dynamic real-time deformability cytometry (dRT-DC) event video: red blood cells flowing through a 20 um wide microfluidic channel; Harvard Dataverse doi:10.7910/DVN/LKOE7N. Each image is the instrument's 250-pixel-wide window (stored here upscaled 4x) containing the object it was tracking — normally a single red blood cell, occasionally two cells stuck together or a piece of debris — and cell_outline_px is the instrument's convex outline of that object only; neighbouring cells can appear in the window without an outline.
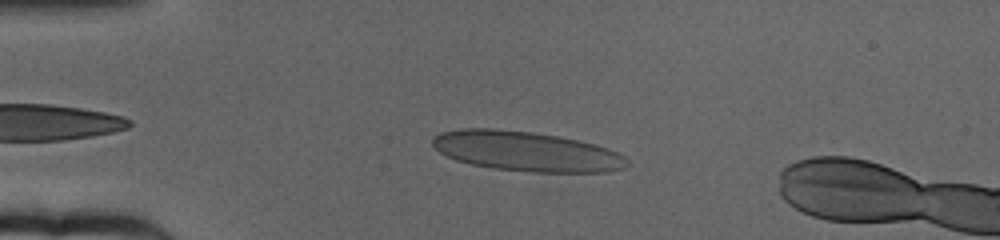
{"species": "human", "species_latin": "Homo sapiens", "temperature_condition": "cold", "stored_images_in_passage": 52, "camera_frame_rate_fps": 3000, "um_per_image_px": 0.085, "donor": {"sex": "female"}, "frame": {"image": 1, "passage_image": 7, "time_ms": 2.0, "image_size_px": [1000, 240], "cell_outline_px": [[628, 164], [624, 168], [604, 172], [532, 172], [492, 168], [472, 164], [456, 160], [440, 152], [432, 144], [432, 140], [440, 132], [460, 128], [492, 128], [532, 132], [560, 136], [596, 144], [608, 148], [624, 156], [628, 160]], "centroid_in_image_um": [44.74, 12.85], "position_along_channel_um": 40.3, "area_um2": 45.14}}
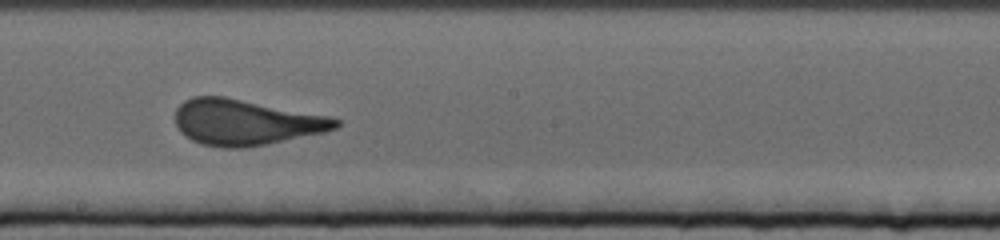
{"frame": {"image": 2, "passage_image": 28, "time_ms": 9.0, "image_size_px": [1000, 240], "cell_outline_px": [[340, 124], [336, 128], [324, 132], [268, 144], [244, 148], [220, 148], [200, 144], [192, 140], [180, 132], [176, 124], [176, 108], [184, 100], [192, 96], [224, 96], [328, 116], [340, 120]], "centroid_in_image_um": [20.84, 10.4], "position_along_channel_um": 227.4, "area_um2": 42.77}}
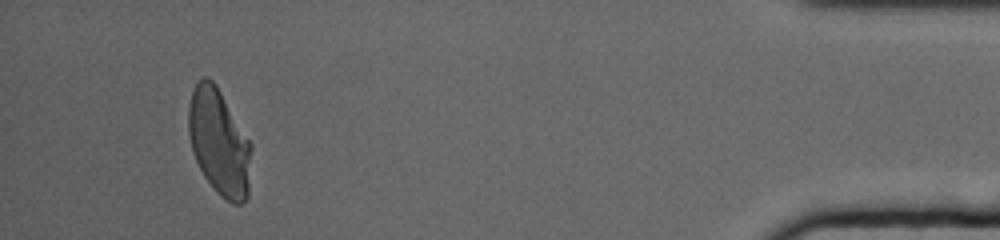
{"frame": {"image": 3, "passage_image": 52, "time_ms": 17.0, "image_size_px": [1000, 240], "cell_outline_px": [[252, 148], [248, 196], [240, 204], [232, 204], [220, 196], [216, 192], [204, 176], [192, 152], [188, 132], [188, 108], [192, 92], [196, 84], [204, 76], [208, 76], [216, 84], [252, 144]], "centroid_in_image_um": [18.63, 12.1], "position_along_channel_um": 416.6, "area_um2": 39.02}, "authors_computed_cell_mechanics": {"area_um2": 42.1362, "velocity_mm_per_s": 3.1454, "shape_relaxation_time_tau1_ms": 6.4057, "shape_relaxation_time_tau2_ms": null, "deformation_change_tau1": 0.2088, "deformation_change_tau2": null}}